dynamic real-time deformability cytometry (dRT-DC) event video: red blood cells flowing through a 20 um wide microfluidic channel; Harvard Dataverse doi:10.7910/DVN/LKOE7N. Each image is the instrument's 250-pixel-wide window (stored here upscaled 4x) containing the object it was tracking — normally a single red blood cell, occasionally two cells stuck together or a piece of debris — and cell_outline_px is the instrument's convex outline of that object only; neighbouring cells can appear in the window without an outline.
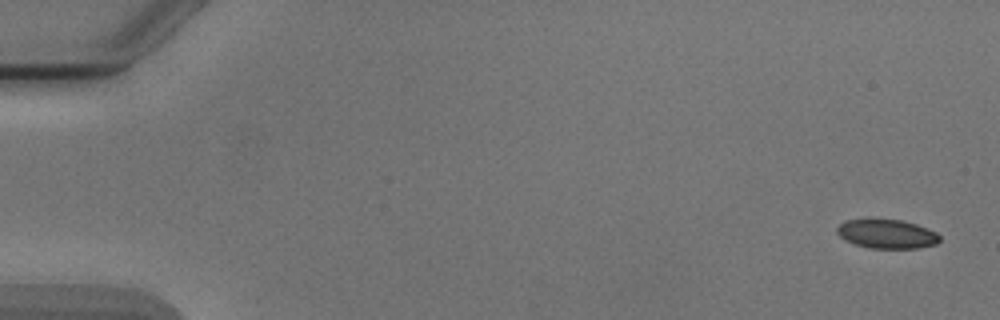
{"species": "Egyptian fruit bat (a non-hibernating species)", "species_latin": "Rousettus aegyptiacus", "temperature_condition": "cold", "stored_images_in_passage": 4, "camera_frame_rate_fps": 3000, "um_per_image_px": 0.085, "animal": {"sex": "male"}, "frame": {"image": 1, "passage_image": 1, "time_ms": 0.0, "image_size_px": [1000, 320], "cell_outline_px": [[940, 240], [936, 244], [916, 248], [868, 248], [844, 240], [836, 232], [836, 228], [844, 220], [904, 220], [928, 228], [936, 232], [940, 236]], "centroid_in_image_um": [75.39, 19.89], "position_along_channel_um": 9.6, "area_um2": 17.28}}